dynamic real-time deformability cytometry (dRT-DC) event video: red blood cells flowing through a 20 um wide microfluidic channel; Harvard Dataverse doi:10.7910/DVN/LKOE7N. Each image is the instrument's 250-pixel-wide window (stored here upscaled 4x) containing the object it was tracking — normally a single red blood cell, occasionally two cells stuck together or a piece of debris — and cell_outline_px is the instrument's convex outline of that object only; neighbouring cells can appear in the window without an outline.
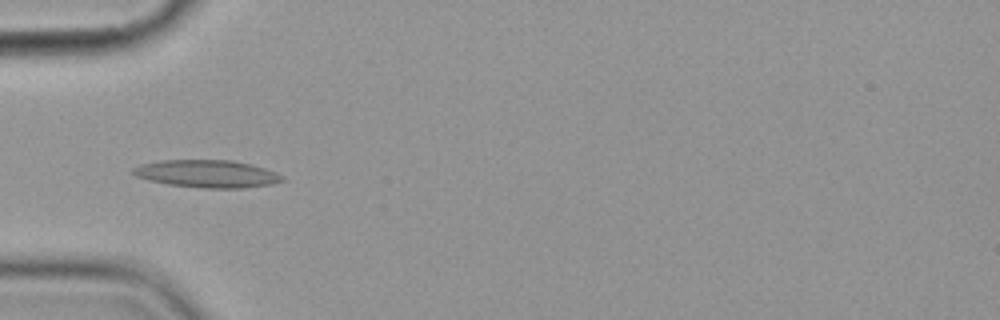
{"species": "common noctule bat (a hibernating species)", "species_latin": "Nyctalus noctula", "temperature_condition": "cold", "stored_images_in_passage": 4, "camera_frame_rate_fps": 3000, "um_per_image_px": 0.085, "animal": {"sex": "female", "body_mass_g": 19.9}, "frame": {"image": 1, "passage_image": 4, "time_ms": 3.333, "image_size_px": [1000, 320], "cell_outline_px": [[284, 180], [272, 184], [244, 188], [200, 188], [168, 184], [148, 180], [136, 176], [132, 172], [132, 168], [140, 164], [164, 160], [232, 160], [252, 164], [276, 172], [284, 176]], "centroid_in_image_um": [17.62, 14.77], "position_along_channel_um": 67.4, "area_um2": 24.04}}